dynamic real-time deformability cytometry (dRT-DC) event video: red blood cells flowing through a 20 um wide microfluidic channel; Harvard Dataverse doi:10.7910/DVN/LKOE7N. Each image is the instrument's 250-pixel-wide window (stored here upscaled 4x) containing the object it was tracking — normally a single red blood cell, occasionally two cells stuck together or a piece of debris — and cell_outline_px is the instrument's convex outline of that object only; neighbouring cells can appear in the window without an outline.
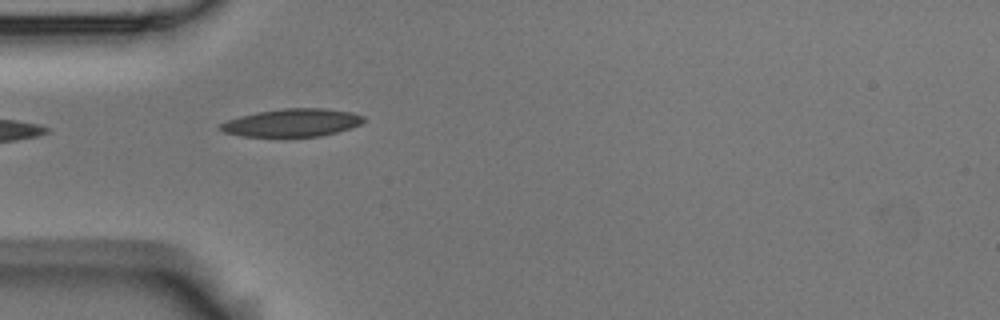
{"species": "Egyptian fruit bat (a non-hibernating species)", "species_latin": "Rousettus aegyptiacus", "temperature_condition": "room temperature", "stored_images_in_passage": 6, "camera_frame_rate_fps": 3000, "um_per_image_px": 0.085, "animal": {"sex": "male"}, "frame": {"image": 1, "passage_image": 5, "time_ms": 1.333, "image_size_px": [1000, 320], "cell_outline_px": [[364, 120], [360, 124], [352, 128], [320, 136], [240, 136], [224, 132], [216, 128], [220, 124], [228, 120], [240, 116], [256, 112], [284, 108], [324, 108], [352, 112], [364, 116]], "centroid_in_image_um": [24.82, 10.42], "position_along_channel_um": 60.2, "area_um2": 23.24}}
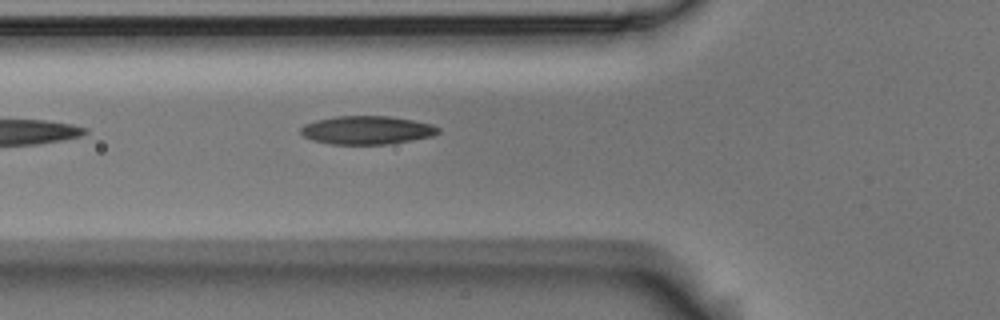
{"frame": {"image": 2, "passage_image": 6, "time_ms": 1.667, "image_size_px": [1000, 320], "cell_outline_px": [[440, 132], [432, 136], [412, 140], [388, 144], [332, 144], [312, 140], [304, 136], [300, 132], [300, 128], [304, 124], [316, 120], [336, 116], [388, 116], [412, 120], [432, 124], [440, 128]], "centroid_in_image_um": [31.18, 11.06], "position_along_channel_um": 94.6, "area_um2": 22.72}}